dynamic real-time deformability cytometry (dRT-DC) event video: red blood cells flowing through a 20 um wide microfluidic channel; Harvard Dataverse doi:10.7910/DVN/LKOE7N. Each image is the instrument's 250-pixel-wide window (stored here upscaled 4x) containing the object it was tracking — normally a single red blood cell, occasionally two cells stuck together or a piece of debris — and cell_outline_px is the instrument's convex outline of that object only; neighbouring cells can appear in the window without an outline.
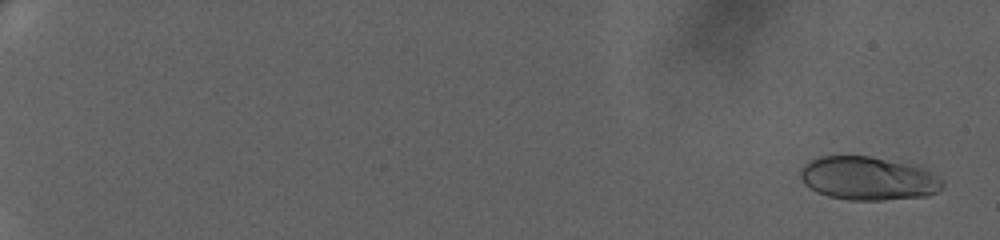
{"species": "human", "species_latin": "Homo sapiens", "temperature_condition": "warm", "stored_images_in_passage": 69, "camera_frame_rate_fps": 3000, "um_per_image_px": 0.085, "donor": {"sex": "female"}, "frame": {"image": 1, "passage_image": 3, "time_ms": 0.667, "image_size_px": [1000, 240], "cell_outline_px": [[944, 188], [928, 196], [884, 200], [848, 200], [828, 196], [816, 192], [804, 184], [800, 180], [800, 168], [808, 160], [820, 156], [868, 156], [908, 160], [924, 164], [940, 176], [944, 180]], "centroid_in_image_um": [73.91, 15.13], "position_along_channel_um": 11.1, "area_um2": 37.69}}
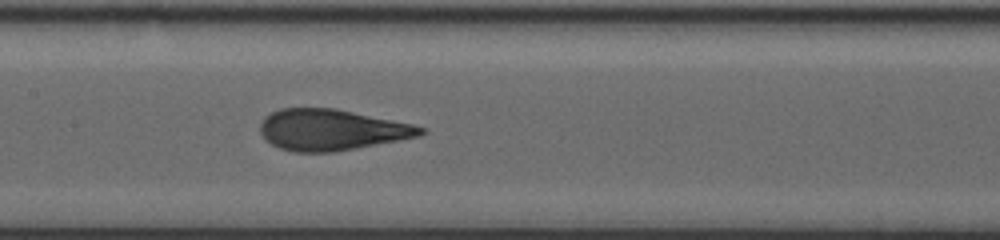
{"frame": {"image": 2, "passage_image": 40, "time_ms": 13.0, "image_size_px": [1000, 240], "cell_outline_px": [[424, 132], [420, 136], [400, 140], [356, 148], [332, 152], [296, 152], [280, 148], [264, 140], [260, 132], [260, 124], [264, 116], [280, 108], [336, 108], [412, 124], [424, 128]], "centroid_in_image_um": [28.14, 11.03], "position_along_channel_um": 179.3, "area_um2": 38.32}}
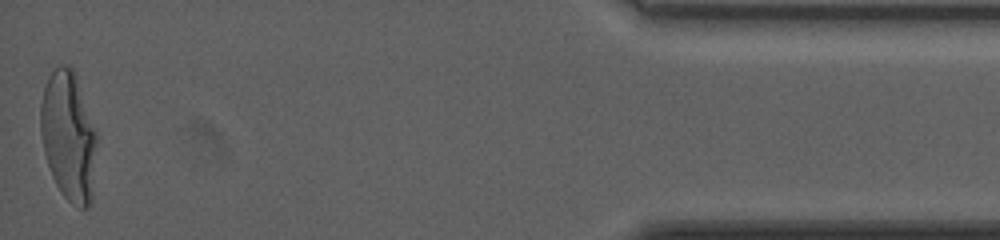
{"frame": {"image": 3, "passage_image": 69, "time_ms": 22.667, "image_size_px": [1000, 240], "cell_outline_px": [[96, 140], [92, 200], [88, 208], [80, 208], [72, 204], [60, 192], [52, 176], [44, 152], [40, 132], [40, 104], [44, 88], [52, 72], [60, 64], [68, 64], [76, 72], [96, 132]], "centroid_in_image_um": [5.82, 11.56], "position_along_channel_um": 429.4, "area_um2": 42.43}, "authors_computed_cell_mechanics": {"area_um2": 37.7434, "velocity_mm_per_s": 3.2459, "shape_relaxation_time_tau1_ms": 5.1683, "shape_relaxation_time_tau2_ms": null, "deformation_change_tau1": 0.2219, "deformation_change_tau2": null}}